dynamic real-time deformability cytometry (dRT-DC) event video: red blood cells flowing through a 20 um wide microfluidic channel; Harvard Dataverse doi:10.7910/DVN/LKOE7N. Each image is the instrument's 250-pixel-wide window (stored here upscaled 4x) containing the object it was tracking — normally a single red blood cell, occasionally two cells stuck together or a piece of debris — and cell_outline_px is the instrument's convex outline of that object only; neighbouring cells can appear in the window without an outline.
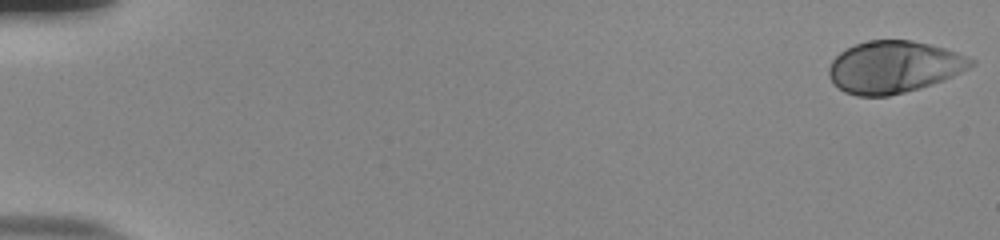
{"species": "human", "species_latin": "Homo sapiens", "temperature_condition": "room temperature", "stored_images_in_passage": 55, "camera_frame_rate_fps": 3000, "um_per_image_px": 0.085, "donor": {"sex": "male"}, "frame": {"image": 1, "passage_image": 1, "time_ms": 0.0, "image_size_px": [1000, 240], "cell_outline_px": [[976, 64], [944, 80], [920, 88], [888, 96], [856, 96], [844, 92], [828, 76], [828, 68], [832, 60], [840, 52], [856, 44], [868, 40], [912, 40], [944, 48], [956, 52], [976, 60]], "centroid_in_image_um": [75.97, 5.69], "position_along_channel_um": 9.0, "area_um2": 42.95}}
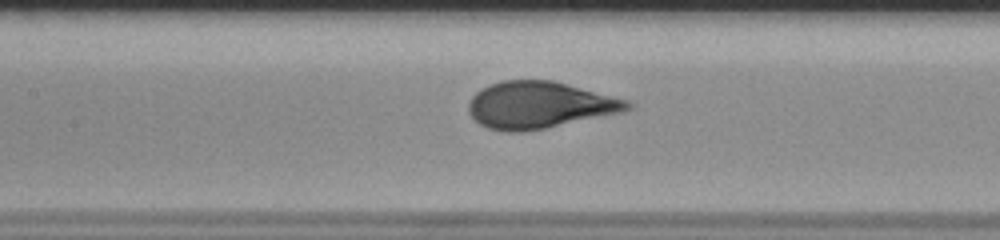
{"frame": {"image": 2, "passage_image": 27, "time_ms": 8.667, "image_size_px": [1000, 240], "cell_outline_px": [[632, 108], [624, 112], [524, 132], [508, 132], [488, 128], [480, 124], [468, 112], [468, 104], [472, 96], [480, 88], [504, 80], [552, 80], [628, 100], [632, 104]], "centroid_in_image_um": [45.84, 8.93], "position_along_channel_um": 161.6, "area_um2": 43.18}}
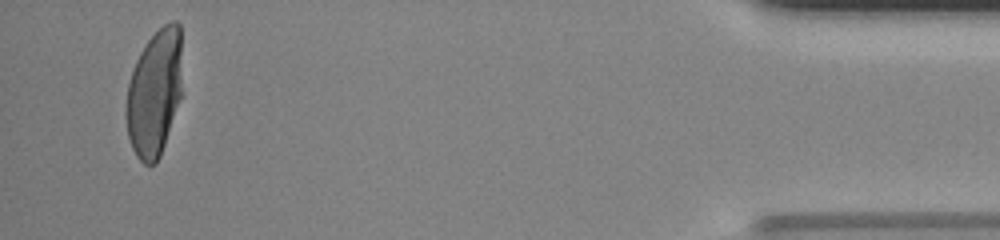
{"frame": {"image": 3, "passage_image": 53, "time_ms": 17.333, "image_size_px": [1000, 240], "cell_outline_px": [[180, 100], [160, 156], [156, 164], [144, 164], [136, 156], [132, 148], [128, 136], [124, 116], [124, 112], [128, 84], [136, 60], [140, 52], [148, 40], [164, 24], [172, 20], [176, 20], [180, 24]], "centroid_in_image_um": [13.1, 7.93], "position_along_channel_um": 422.1, "area_um2": 41.27}, "authors_computed_cell_mechanics": {"area_um2": 42.5986, "velocity_mm_per_s": 3.7926, "shape_relaxation_time_tau1_ms": 4.1704, "shape_relaxation_time_tau2_ms": null, "deformation_change_tau1": 0.2213, "deformation_change_tau2": null}}